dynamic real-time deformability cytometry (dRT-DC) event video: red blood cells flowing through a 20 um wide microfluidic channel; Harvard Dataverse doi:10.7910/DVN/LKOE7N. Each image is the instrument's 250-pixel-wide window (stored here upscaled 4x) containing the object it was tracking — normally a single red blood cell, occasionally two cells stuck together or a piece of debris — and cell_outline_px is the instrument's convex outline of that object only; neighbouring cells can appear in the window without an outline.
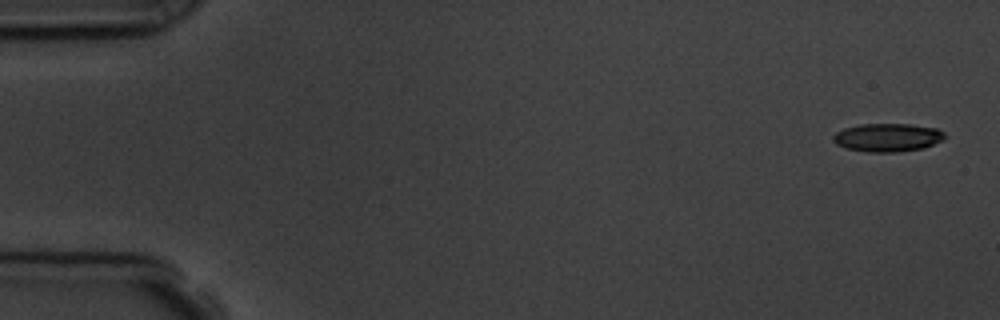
{"species": "common noctule bat (a hibernating species)", "species_latin": "Nyctalus noctula", "temperature_condition": "room temperature", "stored_images_in_passage": 4, "camera_frame_rate_fps": 3000, "um_per_image_px": 0.085, "animal": {"sex": "male", "body_mass_g": 19.5, "forearm_length_mm": 54.6}, "frame": {"image": 1, "passage_image": 1, "time_ms": 0.0, "image_size_px": [1000, 320], "cell_outline_px": [[948, 136], [924, 148], [900, 152], [868, 152], [844, 148], [836, 144], [832, 140], [832, 136], [836, 132], [844, 128], [860, 124], [908, 124], [936, 128], [944, 132]], "centroid_in_image_um": [75.41, 11.69], "position_along_channel_um": 9.6, "area_um2": 18.5}}